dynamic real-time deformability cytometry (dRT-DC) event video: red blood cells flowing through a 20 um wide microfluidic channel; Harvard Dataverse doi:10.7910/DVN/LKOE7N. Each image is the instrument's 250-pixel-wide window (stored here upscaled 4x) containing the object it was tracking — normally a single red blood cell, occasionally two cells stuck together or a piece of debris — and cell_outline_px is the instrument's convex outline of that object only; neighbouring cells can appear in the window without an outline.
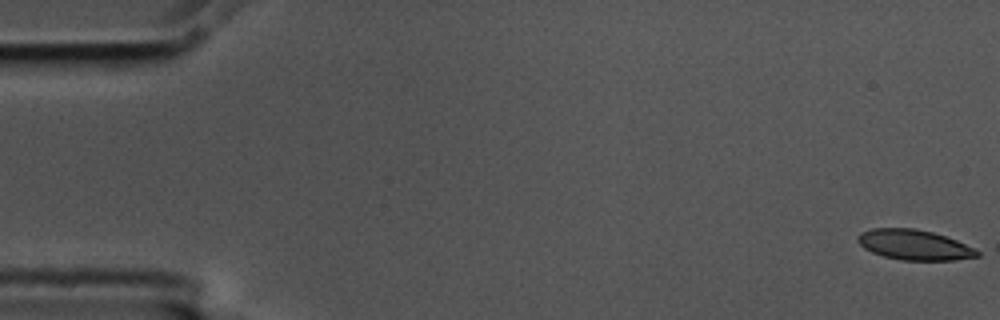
{"species": "common noctule bat (a hibernating species)", "species_latin": "Nyctalus noctula", "temperature_condition": "cold", "stored_images_in_passage": 2, "camera_frame_rate_fps": 3000, "um_per_image_px": 0.085, "animal": {"sex": "male", "body_mass_g": 17.5, "forearm_length_mm": 52.3}, "frame": {"image": 1, "passage_image": 1, "time_ms": 0.0, "image_size_px": [1000, 320], "cell_outline_px": [[980, 256], [956, 260], [900, 260], [884, 256], [872, 252], [864, 248], [856, 240], [856, 236], [860, 232], [872, 228], [916, 228], [932, 232], [956, 240], [980, 252]], "centroid_in_image_um": [77.67, 20.81], "position_along_channel_um": 7.3, "area_um2": 20.98}}